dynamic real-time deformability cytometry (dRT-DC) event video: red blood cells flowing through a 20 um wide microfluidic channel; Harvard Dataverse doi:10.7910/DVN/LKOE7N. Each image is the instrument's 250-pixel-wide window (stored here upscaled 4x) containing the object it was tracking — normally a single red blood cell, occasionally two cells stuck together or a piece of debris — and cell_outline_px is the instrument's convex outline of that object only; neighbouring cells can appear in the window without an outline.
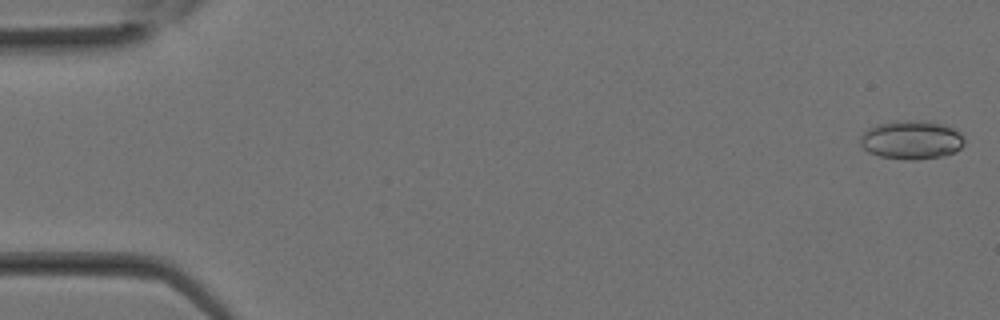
{"species": "Egyptian fruit bat (a non-hibernating species)", "species_latin": "Rousettus aegyptiacus", "temperature_condition": "room temperature", "stored_images_in_passage": 31, "camera_frame_rate_fps": 3000, "um_per_image_px": 0.085, "animal": {"sex": "female"}, "frame": {"image": 1, "passage_image": 1, "time_ms": 0.0, "image_size_px": [1000, 320], "cell_outline_px": [[964, 144], [956, 152], [944, 156], [916, 160], [908, 160], [880, 156], [868, 152], [860, 144], [860, 136], [868, 128], [876, 124], [896, 120], [924, 120], [944, 124], [960, 132], [964, 136]], "centroid_in_image_um": [77.49, 11.88], "position_along_channel_um": 7.5, "area_um2": 23.87}}
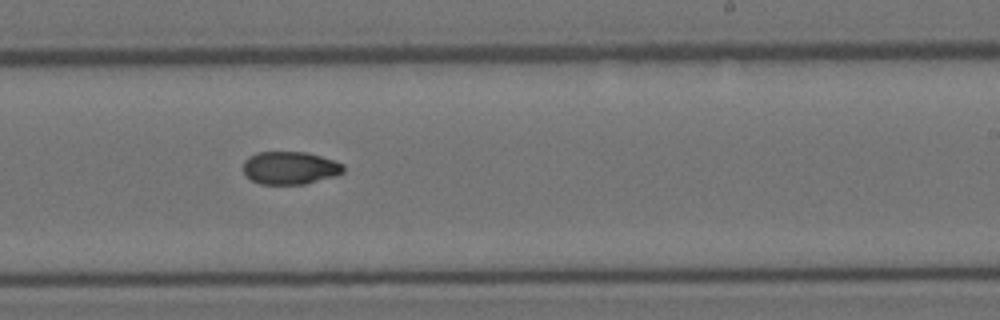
{"frame": {"image": 2, "passage_image": 19, "time_ms": 6.0, "image_size_px": [1000, 320], "cell_outline_px": [[344, 172], [336, 176], [304, 184], [260, 184], [252, 180], [244, 172], [244, 160], [248, 156], [256, 152], [308, 152], [344, 164]], "centroid_in_image_um": [24.66, 14.27], "position_along_channel_um": 264.3, "area_um2": 19.19}}
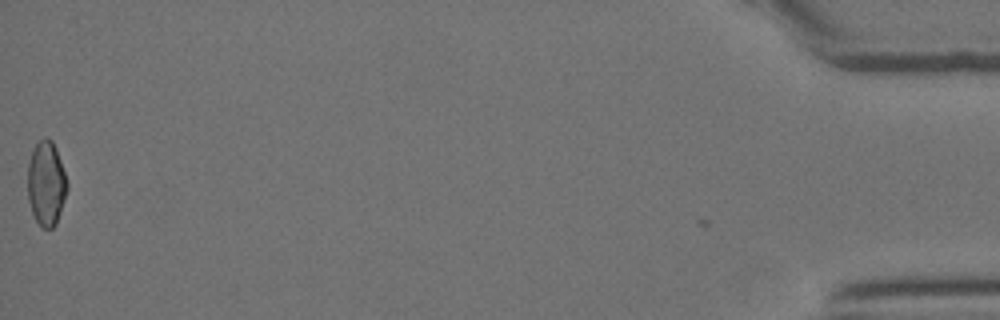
{"frame": {"image": 3, "passage_image": 31, "time_ms": 10.0, "image_size_px": [1000, 320], "cell_outline_px": [[68, 188], [56, 224], [52, 228], [44, 228], [36, 220], [32, 212], [28, 200], [28, 164], [32, 152], [36, 144], [44, 136], [48, 136], [52, 140], [56, 148], [68, 184]], "centroid_in_image_um": [3.93, 15.57], "position_along_channel_um": 431.3, "area_um2": 19.31}}